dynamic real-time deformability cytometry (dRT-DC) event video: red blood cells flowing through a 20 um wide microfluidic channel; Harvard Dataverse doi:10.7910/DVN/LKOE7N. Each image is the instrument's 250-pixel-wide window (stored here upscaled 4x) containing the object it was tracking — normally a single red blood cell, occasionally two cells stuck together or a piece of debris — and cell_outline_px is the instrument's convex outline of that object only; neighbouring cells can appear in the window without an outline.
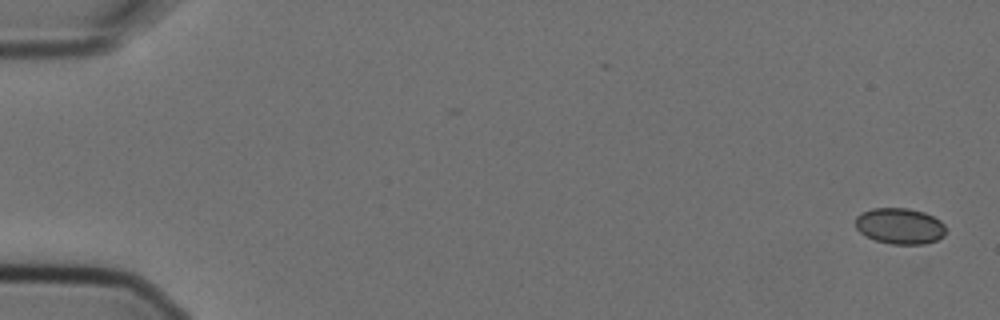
{"species": "Egyptian fruit bat (a non-hibernating species)", "species_latin": "Rousettus aegyptiacus", "temperature_condition": "cold", "stored_images_in_passage": 5, "camera_frame_rate_fps": 3000, "um_per_image_px": 0.085, "animal": {"sex": "female"}, "frame": {"image": 1, "passage_image": 1, "time_ms": 0.0, "image_size_px": [1000, 320], "cell_outline_px": [[944, 236], [936, 240], [924, 244], [892, 244], [876, 240], [860, 232], [856, 228], [856, 216], [860, 212], [872, 208], [908, 208], [924, 212], [940, 220], [944, 224]], "centroid_in_image_um": [76.47, 19.2], "position_along_channel_um": 8.5, "area_um2": 18.9}}
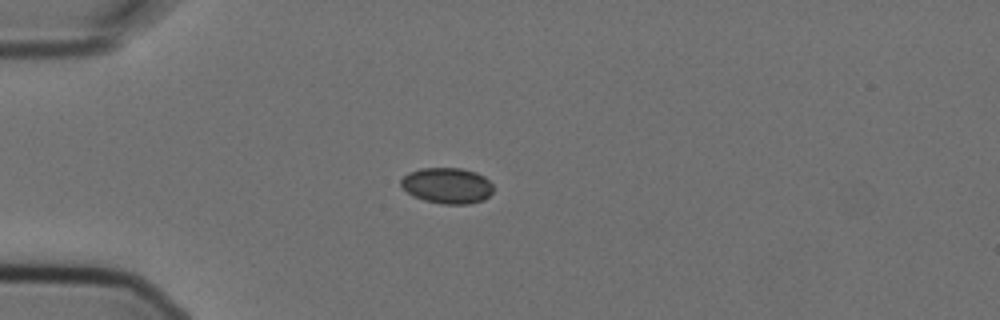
{"frame": {"image": 2, "passage_image": 5, "time_ms": 1.333, "image_size_px": [1000, 320], "cell_outline_px": [[492, 192], [484, 200], [468, 204], [440, 204], [424, 200], [412, 196], [400, 184], [400, 180], [408, 172], [420, 168], [460, 168], [476, 172], [484, 176], [492, 184]], "centroid_in_image_um": [38.0, 15.77], "position_along_channel_um": 47.0, "area_um2": 19.36}}